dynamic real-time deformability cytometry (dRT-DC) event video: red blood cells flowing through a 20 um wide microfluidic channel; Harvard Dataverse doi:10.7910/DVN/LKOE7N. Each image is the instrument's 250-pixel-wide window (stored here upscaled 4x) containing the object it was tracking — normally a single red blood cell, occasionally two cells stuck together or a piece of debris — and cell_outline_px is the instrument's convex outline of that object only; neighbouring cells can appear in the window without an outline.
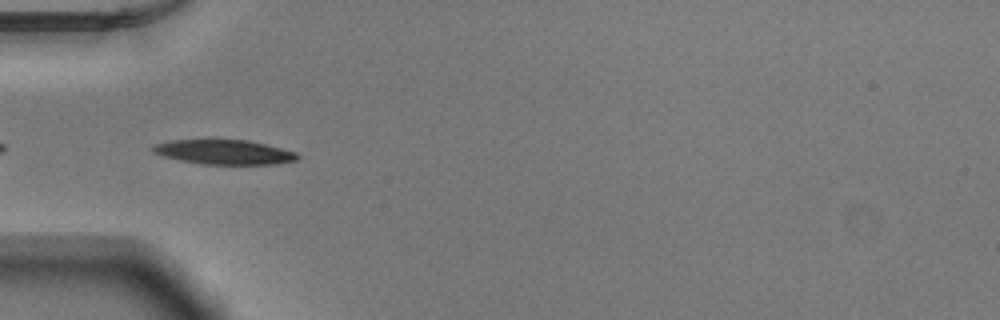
{"species": "Egyptian fruit bat (a non-hibernating species)", "species_latin": "Rousettus aegyptiacus", "temperature_condition": "warm", "stored_images_in_passage": 37, "camera_frame_rate_fps": 3000, "um_per_image_px": 0.085, "animal": {"sex": "male"}, "frame": {"image": 1, "passage_image": 2, "time_ms": 0.333, "image_size_px": [1000, 320], "cell_outline_px": [[300, 160], [276, 164], [204, 164], [180, 160], [160, 156], [152, 152], [148, 148], [156, 144], [172, 140], [248, 140], [296, 152], [300, 156]], "centroid_in_image_um": [19.04, 12.93], "position_along_channel_um": 66.0, "area_um2": 20.75}}
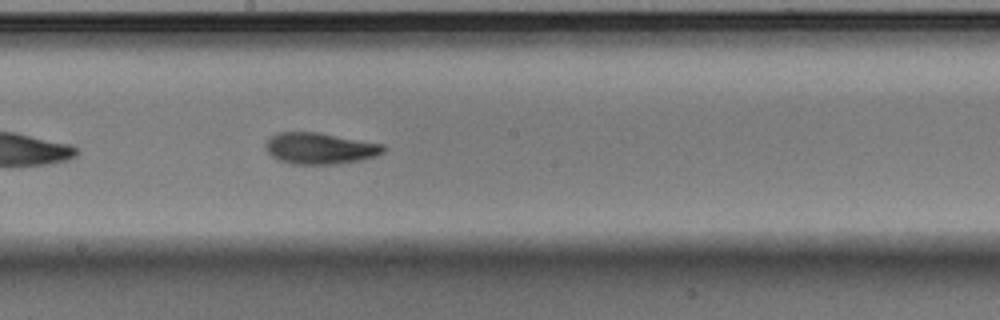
{"frame": {"image": 2, "passage_image": 14, "time_ms": 4.333, "image_size_px": [1000, 320], "cell_outline_px": [[384, 152], [376, 156], [364, 160], [340, 164], [292, 164], [280, 160], [272, 156], [264, 148], [264, 144], [276, 132], [316, 132], [384, 144]], "centroid_in_image_um": [27.2, 12.62], "position_along_channel_um": 221.0, "area_um2": 21.62}}
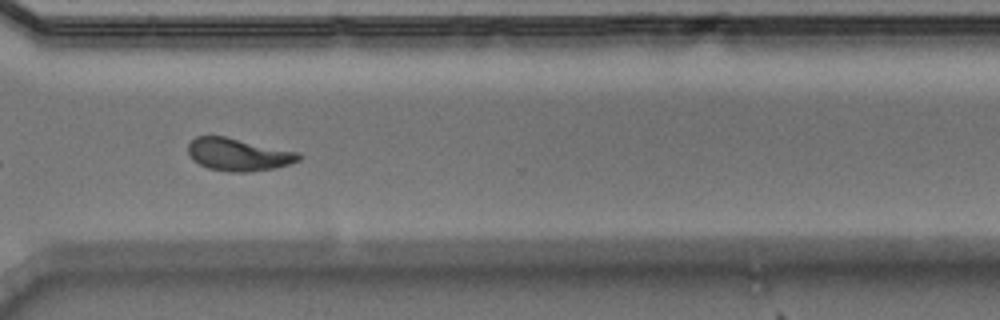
{"frame": {"image": 3, "passage_image": 24, "time_ms": 7.667, "image_size_px": [1000, 320], "cell_outline_px": [[300, 160], [276, 168], [248, 172], [232, 172], [208, 168], [192, 160], [188, 156], [188, 144], [196, 136], [224, 136], [296, 152], [300, 156]], "centroid_in_image_um": [20.2, 13.14], "position_along_channel_um": 350.4, "area_um2": 20.75}, "authors_computed_cell_mechanics": {"area_um2": 20.808, "velocity_mm_per_s": 3.8938, "shape_relaxation_time_tau1_ms": 3.582, "shape_relaxation_time_tau2_ms": 3.479, "deformation_change_tau1": 0.161, "deformation_change_tau2": 0.1121}}